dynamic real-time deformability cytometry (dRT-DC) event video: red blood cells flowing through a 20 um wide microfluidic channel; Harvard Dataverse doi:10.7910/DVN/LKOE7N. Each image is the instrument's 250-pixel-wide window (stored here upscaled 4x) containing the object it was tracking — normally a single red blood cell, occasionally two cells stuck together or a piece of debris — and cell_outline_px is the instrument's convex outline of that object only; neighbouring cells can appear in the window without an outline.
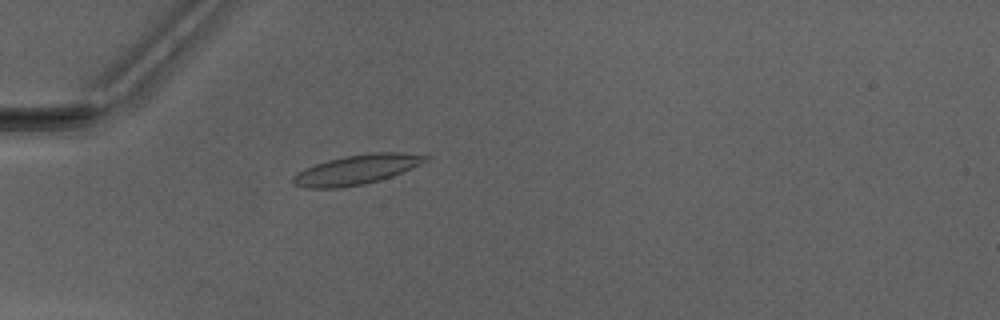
{"species": "Egyptian fruit bat (a non-hibernating species)", "species_latin": "Rousettus aegyptiacus", "temperature_condition": "warm", "stored_images_in_passage": 38, "camera_frame_rate_fps": 3000, "um_per_image_px": 0.085, "animal": {"sex": "male"}, "frame": {"image": 1, "passage_image": 3, "time_ms": 0.667, "image_size_px": [1000, 320], "cell_outline_px": [[432, 156], [428, 160], [420, 164], [392, 176], [380, 180], [364, 184], [340, 188], [304, 188], [292, 184], [292, 176], [296, 172], [304, 168], [328, 160], [344, 156], [372, 152], [396, 152]], "centroid_in_image_um": [30.27, 14.42], "position_along_channel_um": 54.7, "area_um2": 22.95}}
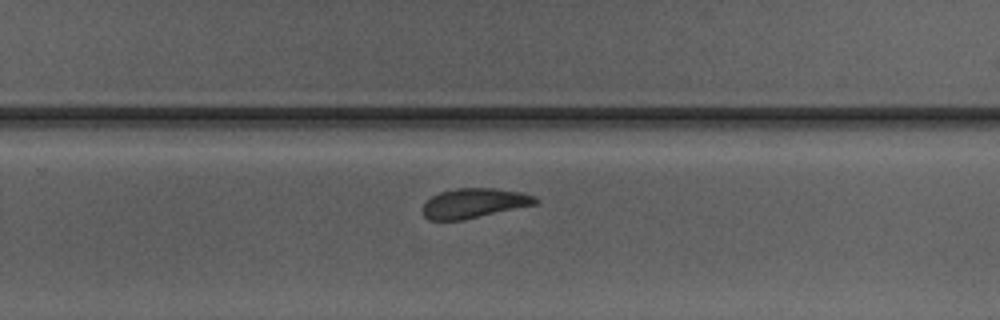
{"frame": {"image": 2, "passage_image": 21, "time_ms": 6.667, "image_size_px": [1000, 320], "cell_outline_px": [[540, 200], [536, 204], [464, 220], [428, 220], [420, 212], [420, 208], [432, 196], [440, 192], [456, 188], [492, 188], [520, 192], [536, 196]], "centroid_in_image_um": [40.27, 17.28], "position_along_channel_um": 289.5, "area_um2": 19.65}}
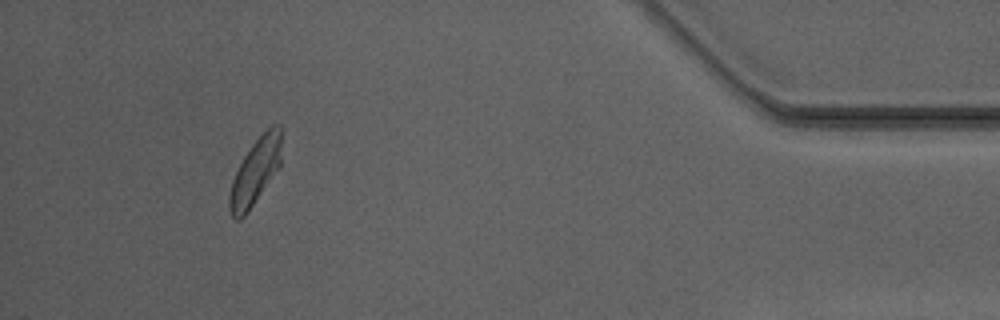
{"frame": {"image": 3, "passage_image": 34, "time_ms": 11.0, "image_size_px": [1000, 320], "cell_outline_px": [[280, 164], [248, 212], [240, 220], [236, 220], [232, 216], [228, 208], [228, 196], [232, 180], [244, 156], [252, 144], [272, 124], [280, 124]], "centroid_in_image_um": [21.66, 14.62], "position_along_channel_um": 413.5, "area_um2": 19.54}, "authors_computed_cell_mechanics": {"area_um2": 20.3745, "velocity_mm_per_s": 4.1478, "shape_relaxation_time_tau1_ms": 7.1808, "shape_relaxation_time_tau2_ms": 1.7743, "deformation_change_tau1": 0.1923, "deformation_change_tau2": 0.0824}}